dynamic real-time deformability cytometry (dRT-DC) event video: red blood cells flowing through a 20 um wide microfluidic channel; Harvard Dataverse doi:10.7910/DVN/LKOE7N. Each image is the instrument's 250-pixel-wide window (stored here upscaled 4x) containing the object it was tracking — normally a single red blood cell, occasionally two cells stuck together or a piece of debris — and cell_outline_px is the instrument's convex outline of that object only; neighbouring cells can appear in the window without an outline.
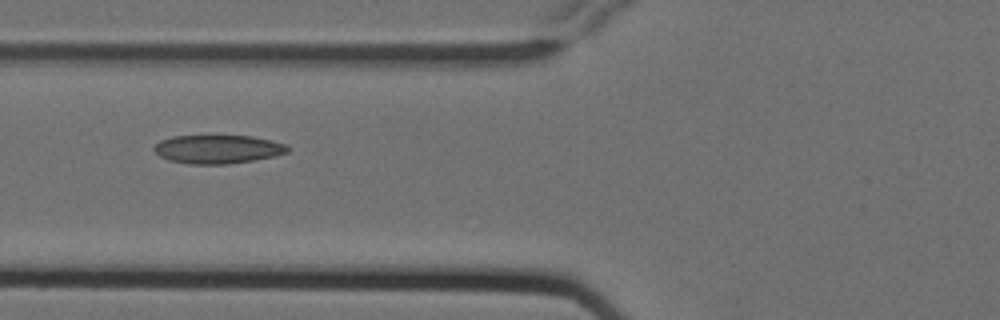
{"species": "Egyptian fruit bat (a non-hibernating species)", "species_latin": "Rousettus aegyptiacus", "temperature_condition": "cold", "stored_images_in_passage": 2, "camera_frame_rate_fps": 3000, "um_per_image_px": 0.085, "animal": {"sex": "female"}, "frame": {"image": 1, "passage_image": 2, "time_ms": 0.333, "image_size_px": [1000, 320], "cell_outline_px": [[288, 152], [276, 156], [228, 164], [188, 164], [168, 160], [160, 156], [152, 148], [160, 140], [172, 136], [252, 136], [272, 140], [288, 144]], "centroid_in_image_um": [18.52, 12.68], "position_along_channel_um": 107.3, "area_um2": 22.31}}